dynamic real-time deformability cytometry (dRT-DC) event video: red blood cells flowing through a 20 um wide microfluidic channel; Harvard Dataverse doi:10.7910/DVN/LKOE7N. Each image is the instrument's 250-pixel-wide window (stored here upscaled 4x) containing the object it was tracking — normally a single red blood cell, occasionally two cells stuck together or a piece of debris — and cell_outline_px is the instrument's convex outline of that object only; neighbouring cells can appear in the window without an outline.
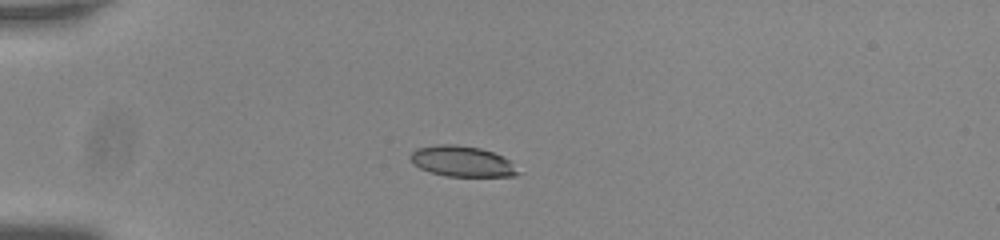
{"species": "common noctule bat (a hibernating species)", "species_latin": "Nyctalus noctula", "temperature_condition": "room temperature", "stored_images_in_passage": 41, "camera_frame_rate_fps": 3000, "um_per_image_px": 0.085, "animal": {"sex": "male", "body_mass_g": 20.0, "forearm_length_mm": 53.3}, "frame": {"image": 1, "passage_image": 1, "time_ms": 0.0, "image_size_px": [1000, 240], "cell_outline_px": [[524, 172], [516, 176], [444, 176], [420, 168], [412, 160], [412, 152], [416, 148], [440, 144], [456, 144], [480, 148], [492, 152], [508, 160]], "centroid_in_image_um": [39.34, 13.72], "position_along_channel_um": 45.7, "area_um2": 19.07}}
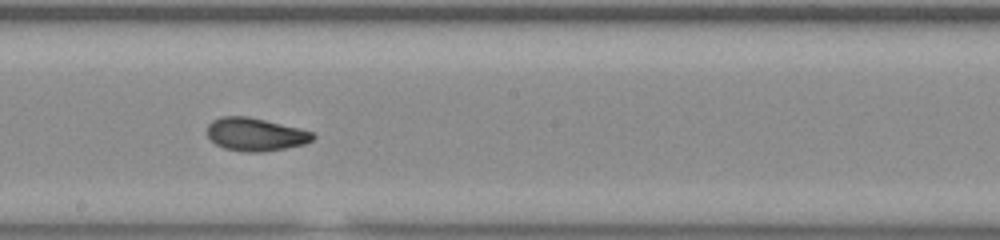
{"frame": {"image": 2, "passage_image": 18, "time_ms": 5.667, "image_size_px": [1000, 240], "cell_outline_px": [[316, 136], [312, 140], [304, 144], [284, 148], [260, 152], [244, 152], [224, 148], [216, 144], [208, 136], [208, 124], [212, 120], [224, 116], [248, 116], [300, 128], [316, 132]], "centroid_in_image_um": [21.74, 11.42], "position_along_channel_um": 226.5, "area_um2": 20.35}}
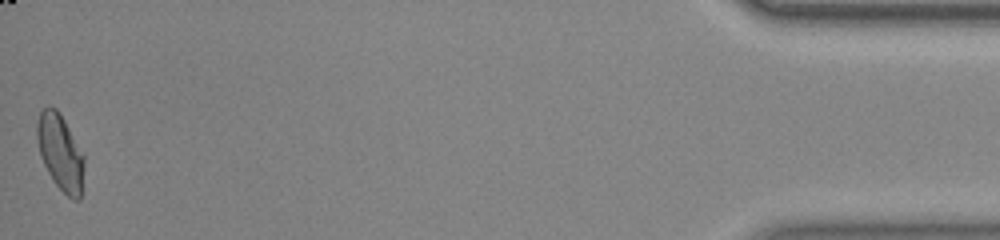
{"frame": {"image": 3, "passage_image": 41, "time_ms": 13.333, "image_size_px": [1000, 240], "cell_outline_px": [[84, 168], [80, 200], [72, 200], [52, 180], [40, 156], [36, 136], [36, 124], [40, 112], [48, 104], [56, 108], [60, 112], [84, 156]], "centroid_in_image_um": [5.11, 12.93], "position_along_channel_um": 430.1, "area_um2": 20.92}, "authors_computed_cell_mechanics": {"area_um2": 20.4034, "velocity_mm_per_s": 3.7513, "shape_relaxation_time_tau1_ms": 5.2477, "shape_relaxation_time_tau2_ms": 1.2014, "deformation_change_tau1": 0.1795, "deformation_change_tau2": 0.0513}}